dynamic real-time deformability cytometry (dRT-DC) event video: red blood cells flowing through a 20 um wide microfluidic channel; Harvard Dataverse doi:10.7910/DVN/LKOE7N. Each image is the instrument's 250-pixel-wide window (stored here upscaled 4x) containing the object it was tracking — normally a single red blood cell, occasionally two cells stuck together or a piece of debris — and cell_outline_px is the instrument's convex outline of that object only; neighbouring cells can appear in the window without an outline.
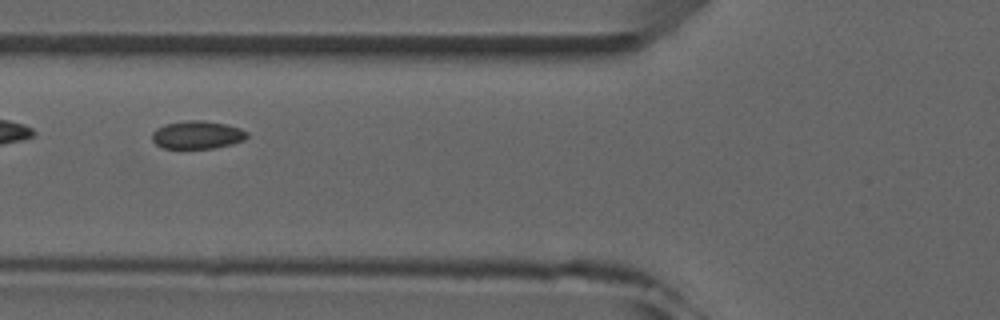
{"species": "common noctule bat (a hibernating species)", "species_latin": "Nyctalus noctula", "temperature_condition": "room temperature", "stored_images_in_passage": 8, "camera_frame_rate_fps": 3000, "um_per_image_px": 0.085, "animal": {"sex": "male", "forearm_length_mm": 52.5}, "frame": {"image": 1, "passage_image": 5, "time_ms": 5.0, "image_size_px": [1000, 320], "cell_outline_px": [[248, 136], [244, 140], [232, 144], [212, 148], [164, 148], [156, 144], [152, 140], [152, 132], [156, 128], [164, 124], [184, 120], [204, 120], [224, 124], [240, 128], [248, 132]], "centroid_in_image_um": [16.75, 11.45], "position_along_channel_um": 109.0, "area_um2": 15.55}}
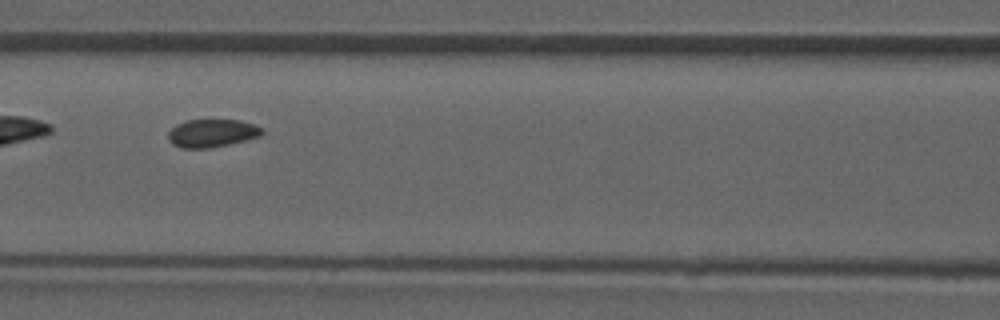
{"frame": {"image": 2, "passage_image": 6, "time_ms": 6.0, "image_size_px": [1000, 320], "cell_outline_px": [[264, 132], [260, 136], [228, 144], [208, 148], [180, 148], [172, 144], [168, 140], [168, 132], [176, 124], [184, 120], [240, 120], [264, 128]], "centroid_in_image_um": [17.99, 11.31], "position_along_channel_um": 148.6, "area_um2": 15.32}}